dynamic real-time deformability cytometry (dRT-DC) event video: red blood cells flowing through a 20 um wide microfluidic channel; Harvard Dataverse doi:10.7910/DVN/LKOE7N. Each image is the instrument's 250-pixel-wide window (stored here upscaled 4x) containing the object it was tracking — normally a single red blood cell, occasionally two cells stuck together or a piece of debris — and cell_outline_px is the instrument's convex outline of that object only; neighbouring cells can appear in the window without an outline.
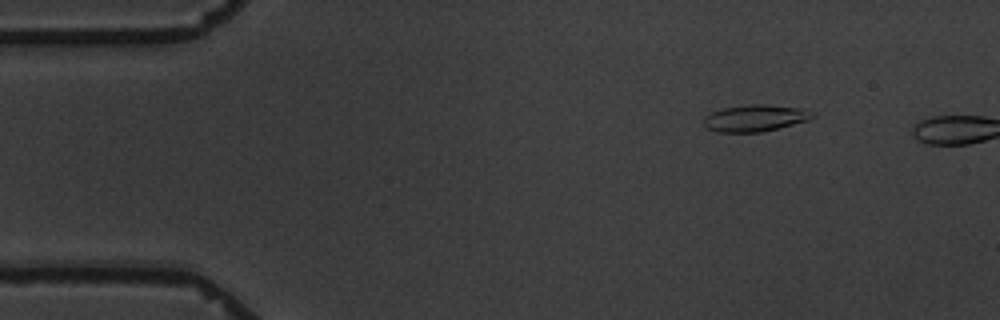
{"species": "common noctule bat (a hibernating species)", "species_latin": "Nyctalus noctula", "temperature_condition": "warm", "stored_images_in_passage": 3, "camera_frame_rate_fps": 3000, "um_per_image_px": 0.085, "animal": {"sex": "male", "body_mass_g": 19.5, "forearm_length_mm": 54.6}, "frame": {"image": 1, "passage_image": 2, "time_ms": 1.0, "image_size_px": [1000, 320], "cell_outline_px": [[816, 116], [808, 120], [760, 132], [716, 132], [708, 128], [704, 124], [704, 116], [712, 112], [724, 108], [748, 104], [764, 104], [804, 108], [816, 112]], "centroid_in_image_um": [64.22, 10.02], "position_along_channel_um": 20.8, "area_um2": 16.94}}